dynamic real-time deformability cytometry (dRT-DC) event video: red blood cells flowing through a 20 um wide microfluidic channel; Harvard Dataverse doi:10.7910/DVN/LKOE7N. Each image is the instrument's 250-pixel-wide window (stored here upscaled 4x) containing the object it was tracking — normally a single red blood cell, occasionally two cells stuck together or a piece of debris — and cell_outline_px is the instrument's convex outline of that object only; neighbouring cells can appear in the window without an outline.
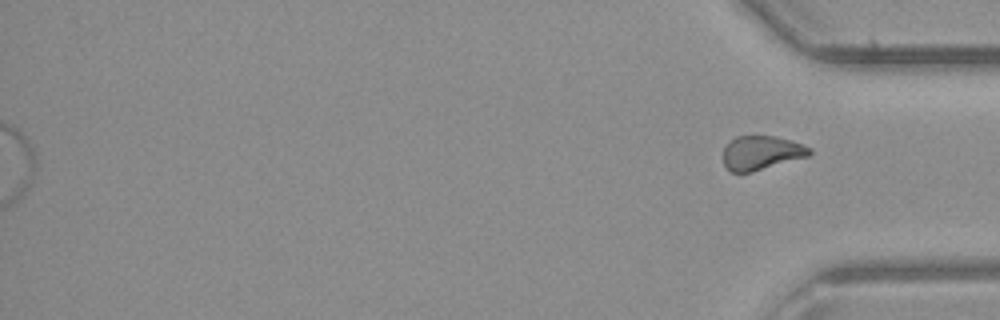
{"species": "common noctule bat (a hibernating species)", "species_latin": "Nyctalus noctula", "temperature_condition": "room temperature", "stored_images_in_passage": 38, "segment_of_instrument_passage": [2, 2], "camera_frame_rate_fps": 3000, "um_per_image_px": 0.085, "animal": {"sex": "male", "body_mass_g": 23.1, "forearm_length_mm": 52.7}, "frame": {"image": 1, "passage_image": 38, "time_ms": 12.333, "image_size_px": [1000, 320], "cell_outline_px": [[812, 152], [808, 156], [752, 172], [732, 172], [724, 164], [724, 148], [736, 136], [776, 136], [792, 140], [812, 148]], "centroid_in_image_um": [64.75, 12.98], "position_along_channel_um": 370.5, "area_um2": 16.99}}